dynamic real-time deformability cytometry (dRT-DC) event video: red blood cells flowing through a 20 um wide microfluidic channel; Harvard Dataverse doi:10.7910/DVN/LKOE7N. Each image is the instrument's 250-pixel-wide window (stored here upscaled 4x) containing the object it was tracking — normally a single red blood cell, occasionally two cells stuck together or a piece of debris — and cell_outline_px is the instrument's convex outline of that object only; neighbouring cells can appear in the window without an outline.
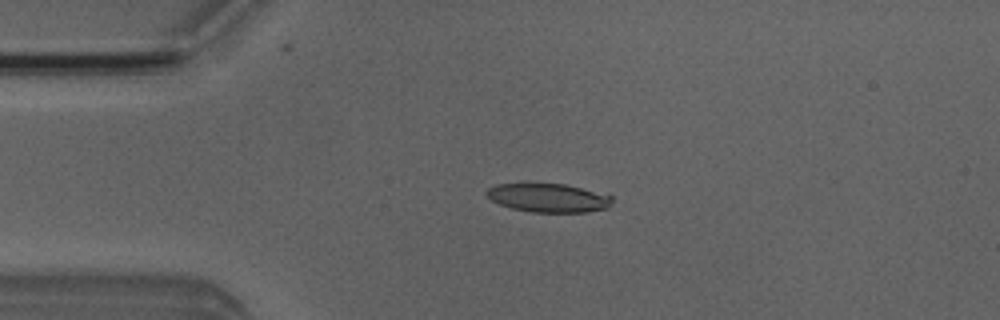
{"species": "Egyptian fruit bat (a non-hibernating species)", "species_latin": "Rousettus aegyptiacus", "temperature_condition": "room temperature", "stored_images_in_passage": 5, "camera_frame_rate_fps": 3000, "um_per_image_px": 0.085, "animal": {"sex": "male"}, "frame": {"image": 1, "passage_image": 4, "time_ms": 3.333, "image_size_px": [1000, 320], "cell_outline_px": [[612, 200], [608, 208], [588, 212], [528, 212], [512, 208], [500, 204], [492, 200], [484, 192], [488, 188], [496, 184], [528, 180], [564, 184], [612, 196]], "centroid_in_image_um": [46.52, 16.77], "position_along_channel_um": 38.5, "area_um2": 21.73}}